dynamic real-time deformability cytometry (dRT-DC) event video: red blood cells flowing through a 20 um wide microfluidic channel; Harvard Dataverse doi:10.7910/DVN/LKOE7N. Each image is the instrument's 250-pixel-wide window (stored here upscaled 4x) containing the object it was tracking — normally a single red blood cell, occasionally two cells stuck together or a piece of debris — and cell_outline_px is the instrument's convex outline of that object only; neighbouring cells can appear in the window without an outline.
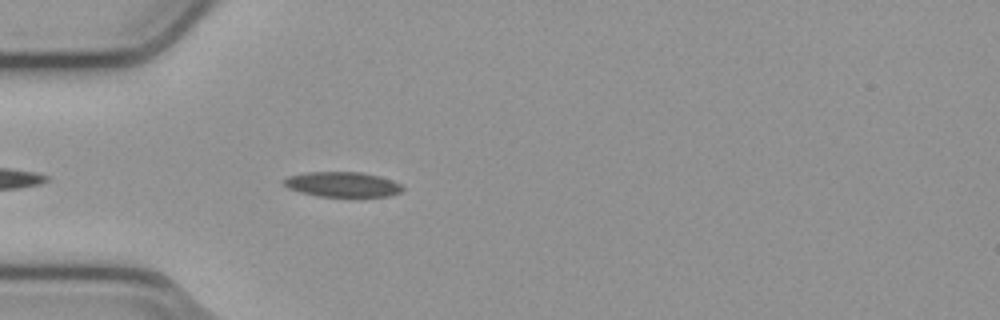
{"species": "common noctule bat (a hibernating species)", "species_latin": "Nyctalus noctula", "temperature_condition": "cold", "stored_images_in_passage": 8, "camera_frame_rate_fps": 3000, "um_per_image_px": 0.085, "animal": {"sex": "male", "body_mass_g": 23.1, "forearm_length_mm": 52.7}, "frame": {"image": 1, "passage_image": 4, "time_ms": 1.0, "image_size_px": [1000, 320], "cell_outline_px": [[404, 188], [400, 192], [388, 196], [320, 196], [300, 192], [288, 188], [280, 180], [288, 176], [304, 172], [360, 172], [380, 176], [392, 180], [400, 184]], "centroid_in_image_um": [29.07, 15.66], "position_along_channel_um": 55.9, "area_um2": 17.28}}
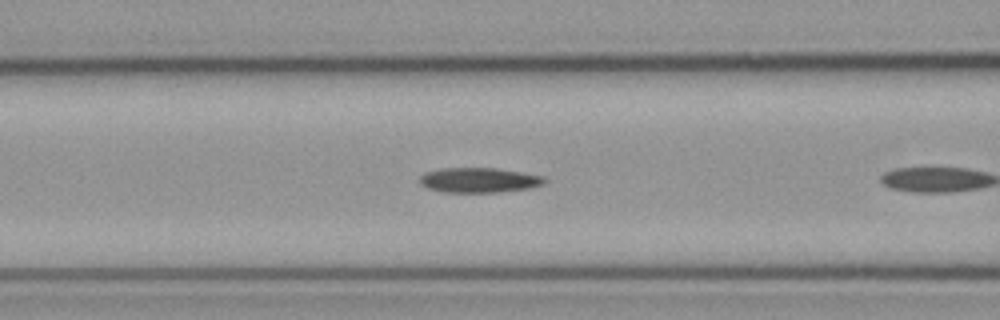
{"frame": {"image": 2, "passage_image": 7, "time_ms": 2.0, "image_size_px": [1000, 320], "cell_outline_px": [[548, 180], [544, 184], [532, 188], [500, 192], [444, 192], [428, 188], [420, 184], [420, 176], [424, 172], [440, 168], [496, 168], [524, 172], [544, 176]], "centroid_in_image_um": [40.76, 15.3], "position_along_channel_um": 125.8, "area_um2": 18.38}}